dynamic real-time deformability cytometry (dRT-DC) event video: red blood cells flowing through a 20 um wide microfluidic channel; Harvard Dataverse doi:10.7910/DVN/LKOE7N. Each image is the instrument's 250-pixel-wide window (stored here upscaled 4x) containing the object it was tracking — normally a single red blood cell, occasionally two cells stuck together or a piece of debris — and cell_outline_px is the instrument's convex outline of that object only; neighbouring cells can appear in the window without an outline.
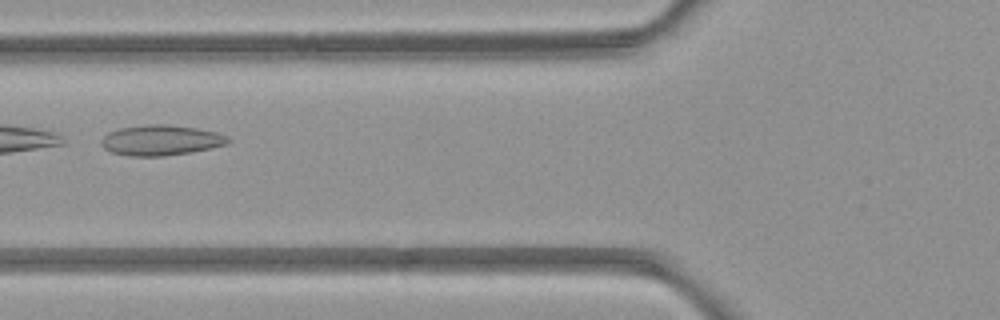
{"species": "common noctule bat (a hibernating species)", "species_latin": "Nyctalus noctula", "temperature_condition": "room temperature", "stored_images_in_passage": 3, "camera_frame_rate_fps": 3000, "um_per_image_px": 0.085, "animal": {"sex": "female", "body_mass_g": 21.9}, "frame": {"image": 1, "passage_image": 2, "time_ms": 1.333, "image_size_px": [1000, 320], "cell_outline_px": [[232, 140], [228, 144], [212, 148], [192, 152], [164, 156], [128, 156], [112, 152], [104, 148], [100, 144], [100, 140], [108, 132], [120, 128], [152, 124], [168, 124], [196, 128], [216, 132], [228, 136]], "centroid_in_image_um": [13.7, 11.92], "position_along_channel_um": 112.1, "area_um2": 22.6}}
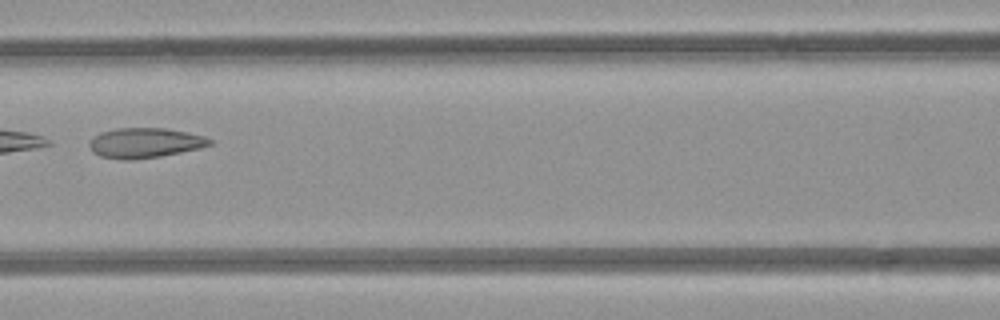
{"frame": {"image": 2, "passage_image": 3, "time_ms": 2.333, "image_size_px": [1000, 320], "cell_outline_px": [[212, 144], [200, 148], [160, 156], [132, 160], [124, 160], [100, 156], [92, 152], [88, 144], [100, 132], [116, 128], [168, 128], [204, 136], [212, 140]], "centroid_in_image_um": [12.31, 12.14], "position_along_channel_um": 154.3, "area_um2": 20.98}}